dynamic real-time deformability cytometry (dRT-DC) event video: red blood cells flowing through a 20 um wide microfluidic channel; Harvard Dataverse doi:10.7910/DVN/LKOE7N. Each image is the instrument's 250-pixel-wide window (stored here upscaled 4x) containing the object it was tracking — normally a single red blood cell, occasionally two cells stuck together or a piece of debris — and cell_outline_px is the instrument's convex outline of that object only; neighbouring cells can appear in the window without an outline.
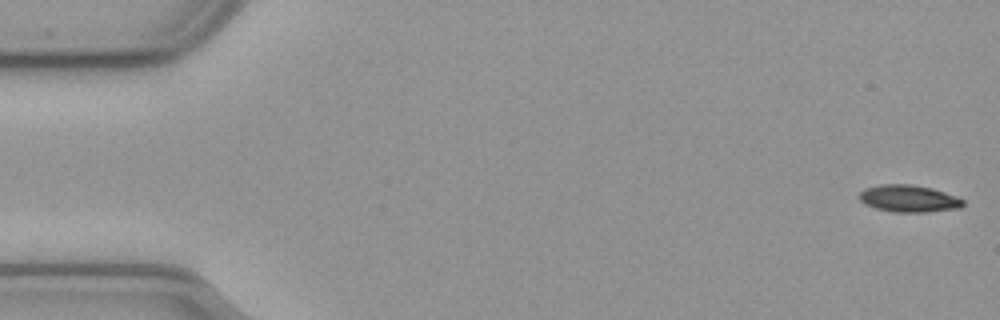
{"species": "common noctule bat (a hibernating species)", "species_latin": "Nyctalus noctula", "temperature_condition": "cold", "stored_images_in_passage": 56, "camera_frame_rate_fps": 3000, "um_per_image_px": 0.085, "animal": {"sex": "male", "body_mass_g": 23.1, "forearm_length_mm": 52.7}, "frame": {"image": 1, "passage_image": 1, "time_ms": 0.0, "image_size_px": [1000, 320], "cell_outline_px": [[964, 204], [960, 208], [924, 212], [896, 212], [876, 208], [864, 204], [860, 200], [860, 192], [864, 188], [880, 184], [912, 184], [932, 188], [956, 196], [964, 200]], "centroid_in_image_um": [77.24, 16.87], "position_along_channel_um": 7.8, "area_um2": 16.36}}
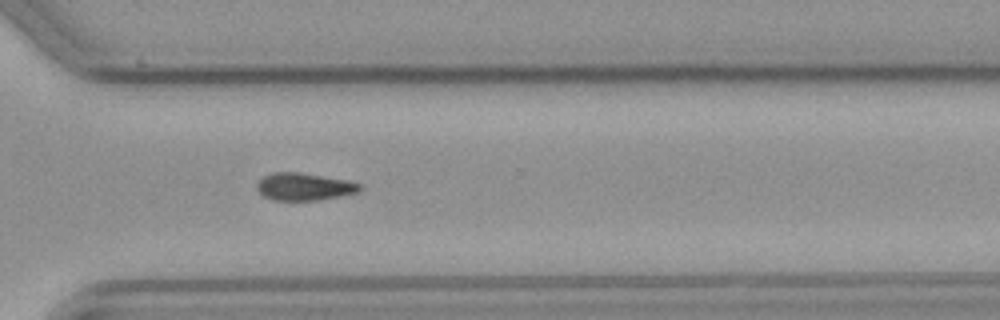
{"frame": {"image": 2, "passage_image": 40, "time_ms": 13.0, "image_size_px": [1000, 320], "cell_outline_px": [[364, 188], [360, 192], [320, 200], [272, 200], [264, 196], [256, 188], [256, 184], [264, 176], [272, 172], [300, 172], [348, 180], [360, 184]], "centroid_in_image_um": [25.89, 15.86], "position_along_channel_um": 344.7, "area_um2": 16.59}}
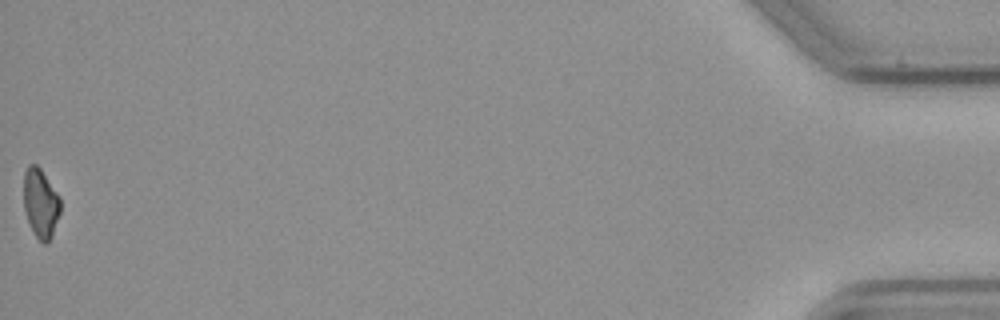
{"frame": {"image": 3, "passage_image": 56, "time_ms": 18.333, "image_size_px": [1000, 320], "cell_outline_px": [[60, 212], [52, 236], [48, 244], [44, 244], [36, 236], [28, 224], [24, 208], [24, 172], [28, 164], [36, 164], [40, 168], [60, 196]], "centroid_in_image_um": [3.45, 17.28], "position_along_channel_um": 431.8, "area_um2": 14.91}, "authors_computed_cell_mechanics": {"area_um2": 16.8487, "velocity_mm_per_s": 3.6605, "shape_relaxation_time_tau1_ms": 5.2761, "shape_relaxation_time_tau2_ms": null, "deformation_change_tau1": 0.1163, "deformation_change_tau2": null}}